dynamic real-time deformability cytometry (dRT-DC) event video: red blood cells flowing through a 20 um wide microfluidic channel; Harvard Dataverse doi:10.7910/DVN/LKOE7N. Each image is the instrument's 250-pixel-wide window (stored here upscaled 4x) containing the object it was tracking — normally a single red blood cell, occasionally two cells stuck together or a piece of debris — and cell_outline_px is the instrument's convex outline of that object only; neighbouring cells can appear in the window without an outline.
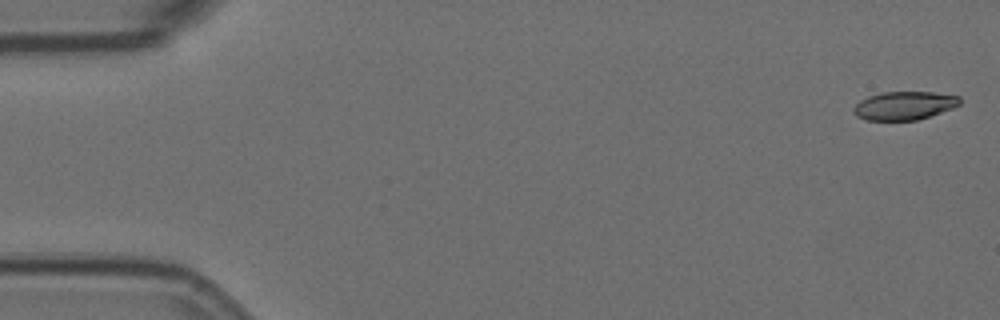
{"species": "Egyptian fruit bat (a non-hibernating species)", "species_latin": "Rousettus aegyptiacus", "temperature_condition": "room temperature", "stored_images_in_passage": 6, "camera_frame_rate_fps": 3000, "um_per_image_px": 0.085, "animal": {"sex": "female"}, "frame": {"image": 1, "passage_image": 1, "time_ms": 0.0, "image_size_px": [1000, 320], "cell_outline_px": [[960, 104], [952, 108], [916, 120], [868, 120], [856, 116], [852, 112], [852, 108], [860, 100], [868, 96], [884, 92], [932, 92], [960, 96]], "centroid_in_image_um": [76.83, 8.97], "position_along_channel_um": 8.2, "area_um2": 17.46}}
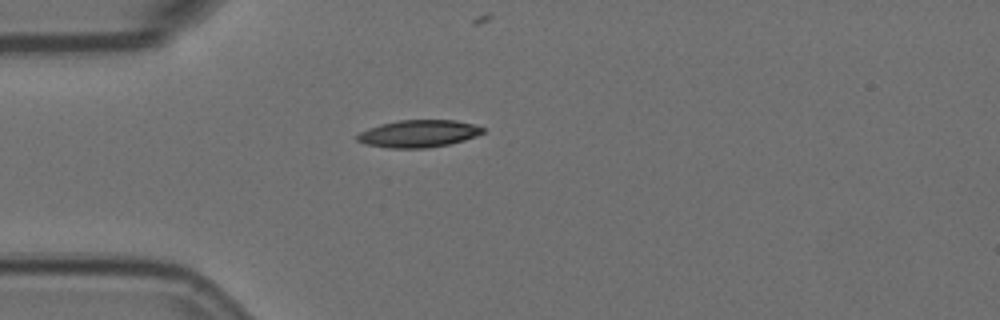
{"frame": {"image": 2, "passage_image": 5, "time_ms": 1.333, "image_size_px": [1000, 320], "cell_outline_px": [[484, 132], [476, 136], [464, 140], [448, 144], [428, 148], [388, 148], [364, 144], [356, 140], [356, 136], [360, 132], [368, 128], [380, 124], [400, 120], [456, 120], [472, 124], [484, 128]], "centroid_in_image_um": [35.55, 11.36], "position_along_channel_um": 49.5, "area_um2": 20.0}}